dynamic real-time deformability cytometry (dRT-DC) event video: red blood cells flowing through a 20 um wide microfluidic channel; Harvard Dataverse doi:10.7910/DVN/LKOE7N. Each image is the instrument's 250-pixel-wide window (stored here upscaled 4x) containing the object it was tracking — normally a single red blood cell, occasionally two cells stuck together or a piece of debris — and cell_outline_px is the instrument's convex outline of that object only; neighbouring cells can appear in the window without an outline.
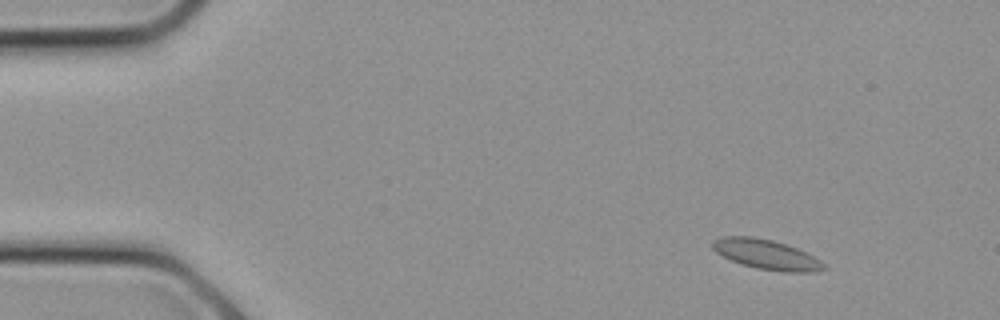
{"species": "common noctule bat (a hibernating species)", "species_latin": "Nyctalus noctula", "temperature_condition": "cold", "stored_images_in_passage": 25, "camera_frame_rate_fps": 3000, "um_per_image_px": 0.085, "animal": {"sex": "female", "body_mass_g": 21.9}, "frame": {"image": 1, "passage_image": 3, "time_ms": 0.667, "image_size_px": [1000, 320], "cell_outline_px": [[828, 268], [812, 272], [784, 272], [756, 268], [740, 264], [716, 252], [712, 248], [712, 240], [720, 236], [752, 236], [772, 240], [796, 248], [820, 260]], "centroid_in_image_um": [65.11, 21.63], "position_along_channel_um": 19.9, "area_um2": 19.25}}
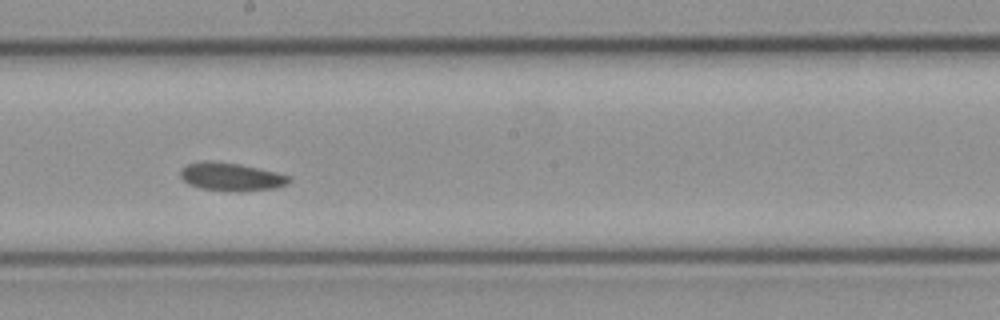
{"frame": {"image": 2, "passage_image": 14, "time_ms": 4.333, "image_size_px": [1000, 320], "cell_outline_px": [[292, 180], [288, 184], [276, 188], [240, 192], [200, 188], [188, 184], [180, 176], [180, 168], [188, 164], [200, 160], [212, 160], [240, 164], [276, 172], [292, 176]], "centroid_in_image_um": [19.66, 15.02], "position_along_channel_um": 228.5, "area_um2": 18.15}}
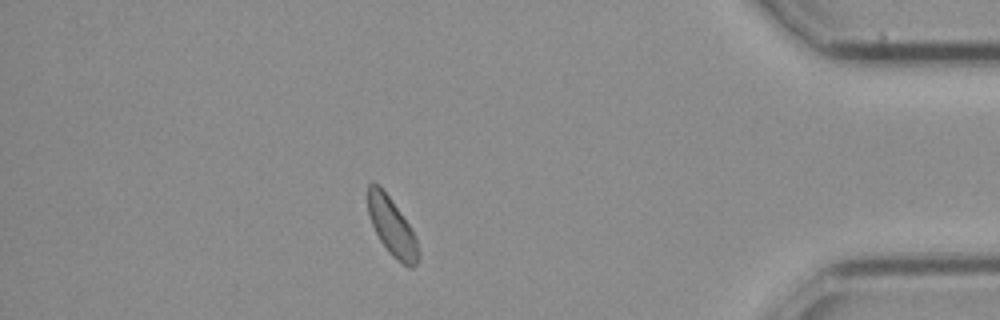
{"frame": {"image": 3, "passage_image": 22, "time_ms": 7.0, "image_size_px": [1000, 320], "cell_outline_px": [[420, 256], [416, 264], [412, 268], [408, 268], [396, 260], [388, 252], [380, 240], [372, 224], [368, 212], [368, 184], [372, 180], [380, 184], [408, 224], [416, 236], [420, 252]], "centroid_in_image_um": [33.32, 19.29], "position_along_channel_um": 401.9, "area_um2": 17.17}}